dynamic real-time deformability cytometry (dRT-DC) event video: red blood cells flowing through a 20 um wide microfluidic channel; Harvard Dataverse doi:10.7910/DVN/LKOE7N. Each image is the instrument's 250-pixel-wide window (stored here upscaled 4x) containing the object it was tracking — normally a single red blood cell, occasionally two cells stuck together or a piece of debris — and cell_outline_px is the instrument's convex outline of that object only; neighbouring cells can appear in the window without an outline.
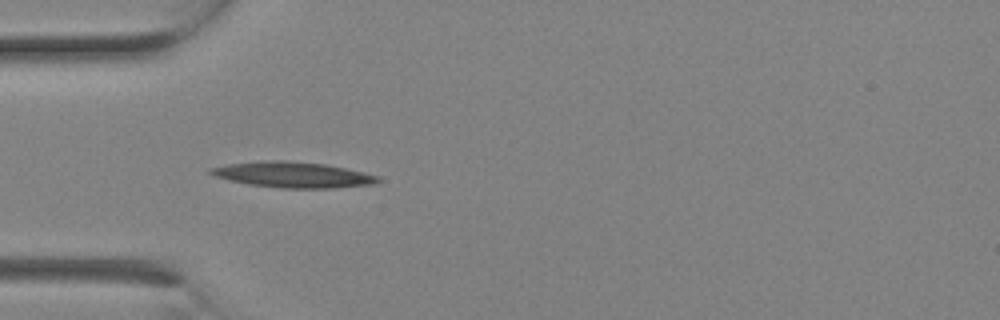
{"species": "Egyptian fruit bat (a non-hibernating species)", "species_latin": "Rousettus aegyptiacus", "temperature_condition": "room temperature", "stored_images_in_passage": 2, "camera_frame_rate_fps": 3000, "um_per_image_px": 0.085, "animal": {"sex": "female"}, "frame": {"image": 1, "passage_image": 2, "time_ms": 0.333, "image_size_px": [1000, 320], "cell_outline_px": [[380, 180], [372, 184], [332, 188], [280, 188], [252, 184], [232, 180], [216, 176], [208, 172], [208, 168], [228, 164], [260, 160], [288, 160], [328, 164], [380, 176]], "centroid_in_image_um": [24.91, 14.83], "position_along_channel_um": 60.1, "area_um2": 24.97}}